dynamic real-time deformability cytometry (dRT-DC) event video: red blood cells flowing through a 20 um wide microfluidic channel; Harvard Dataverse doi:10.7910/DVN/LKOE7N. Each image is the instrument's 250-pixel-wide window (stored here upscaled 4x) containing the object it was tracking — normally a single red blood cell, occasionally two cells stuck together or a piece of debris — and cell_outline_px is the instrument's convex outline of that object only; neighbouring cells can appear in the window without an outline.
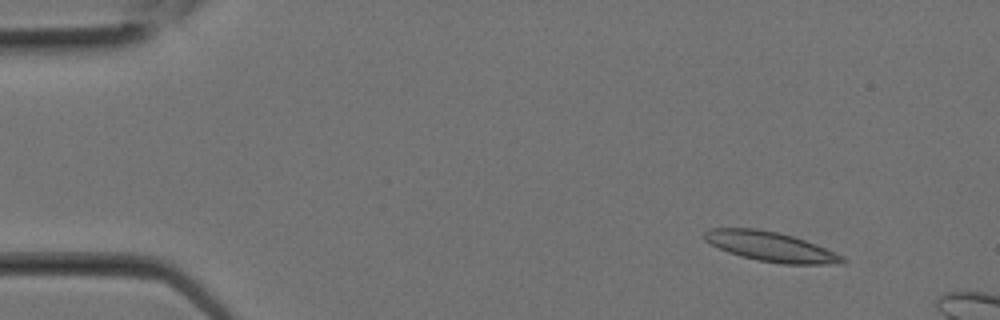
{"species": "Egyptian fruit bat (a non-hibernating species)", "species_latin": "Rousettus aegyptiacus", "temperature_condition": "room temperature", "stored_images_in_passage": 2, "camera_frame_rate_fps": 3000, "um_per_image_px": 0.085, "animal": {"sex": "female"}, "frame": {"image": 1, "passage_image": 1, "time_ms": 0.0, "image_size_px": [1000, 320], "cell_outline_px": [[848, 260], [844, 264], [780, 264], [756, 260], [740, 256], [728, 252], [704, 240], [704, 232], [708, 228], [760, 228], [792, 236], [816, 244], [844, 256]], "centroid_in_image_um": [65.53, 20.97], "position_along_channel_um": 19.5, "area_um2": 23.99}}